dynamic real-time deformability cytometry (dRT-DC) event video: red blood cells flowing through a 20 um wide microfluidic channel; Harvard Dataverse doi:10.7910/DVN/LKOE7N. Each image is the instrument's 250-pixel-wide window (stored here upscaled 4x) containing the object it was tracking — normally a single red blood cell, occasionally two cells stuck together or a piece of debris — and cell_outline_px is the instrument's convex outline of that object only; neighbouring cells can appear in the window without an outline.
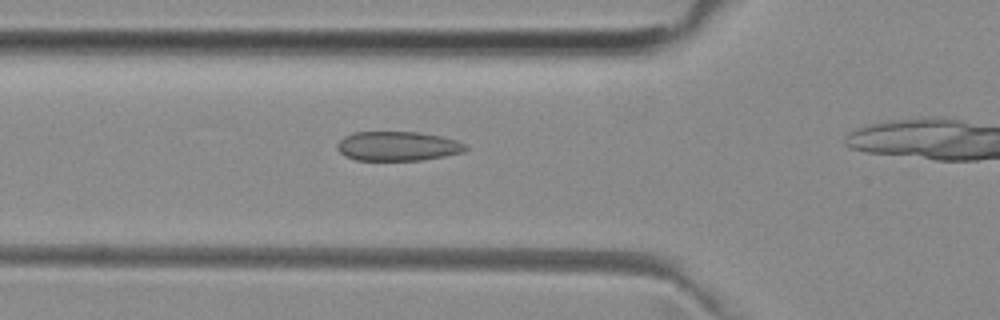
{"species": "common noctule bat (a hibernating species)", "species_latin": "Nyctalus noctula", "temperature_condition": "room temperature", "stored_images_in_passage": 8, "camera_frame_rate_fps": 3000, "um_per_image_px": 0.085, "animal": {"sex": "female", "body_mass_g": 29.2, "forearm_length_mm": 56.3}, "frame": {"image": 1, "passage_image": 4, "time_ms": 1.0, "image_size_px": [1000, 320], "cell_outline_px": [[468, 148], [464, 152], [444, 156], [420, 160], [356, 160], [344, 156], [336, 148], [336, 144], [344, 136], [352, 132], [416, 132], [440, 136], [456, 140], [468, 144]], "centroid_in_image_um": [33.79, 12.42], "position_along_channel_um": 92.0, "area_um2": 22.08}}
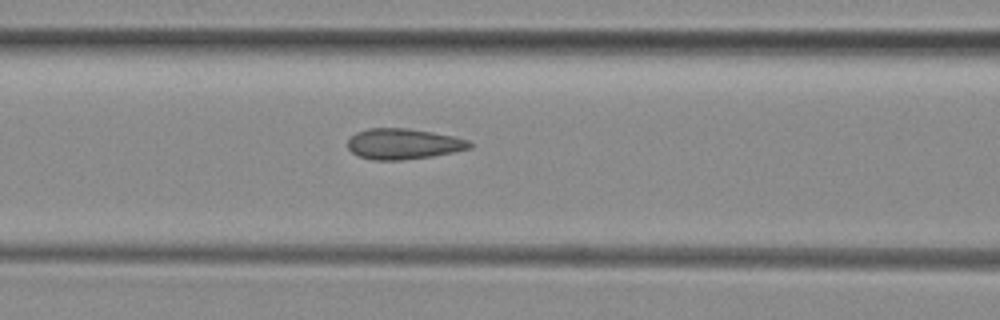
{"frame": {"image": 2, "passage_image": 7, "time_ms": 2.0, "image_size_px": [1000, 320], "cell_outline_px": [[472, 148], [432, 156], [400, 160], [372, 160], [356, 156], [348, 148], [348, 140], [356, 132], [368, 128], [408, 128], [432, 132], [452, 136], [468, 140], [472, 144]], "centroid_in_image_um": [34.26, 12.23], "position_along_channel_um": 132.3, "area_um2": 21.79}}